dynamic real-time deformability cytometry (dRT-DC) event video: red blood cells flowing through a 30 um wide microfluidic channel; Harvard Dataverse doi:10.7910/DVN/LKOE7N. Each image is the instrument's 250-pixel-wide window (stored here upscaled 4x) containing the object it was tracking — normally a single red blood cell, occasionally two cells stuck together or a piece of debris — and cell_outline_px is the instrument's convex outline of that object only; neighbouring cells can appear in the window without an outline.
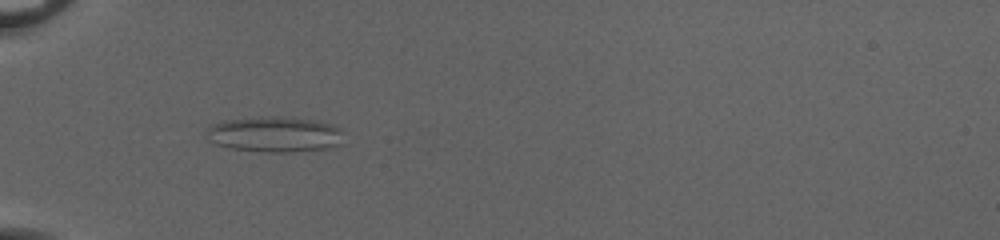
{"species": "common noctule bat (a hibernating species)", "species_latin": "Nyctalus noctula", "temperature_condition": "cold", "stored_images_in_passage": 42, "camera_frame_rate_fps": 3000, "um_per_image_px": 0.085, "animal": {"sex": "female", "body_mass_g": 20.0, "forearm_length_mm": 54.0}, "frame": {"image": 1, "passage_image": 8, "time_ms": 2.333, "image_size_px": [1000, 240], "cell_outline_px": [[344, 144], [328, 148], [292, 152], [268, 152], [232, 148], [216, 144], [208, 140], [208, 124], [220, 120], [260, 116], [280, 116], [316, 120], [332, 124], [340, 128], [344, 132]], "centroid_in_image_um": [23.39, 11.4], "position_along_channel_um": 61.6, "area_um2": 29.07}}
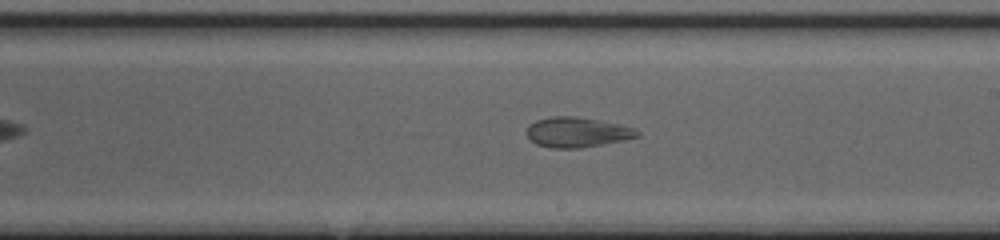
{"frame": {"image": 2, "passage_image": 22, "time_ms": 7.0, "image_size_px": [1000, 240], "cell_outline_px": [[640, 136], [624, 140], [580, 148], [552, 148], [536, 144], [528, 136], [528, 124], [536, 120], [552, 116], [576, 116], [636, 128], [640, 132]], "centroid_in_image_um": [49.06, 11.24], "position_along_channel_um": 239.9, "area_um2": 19.19}}
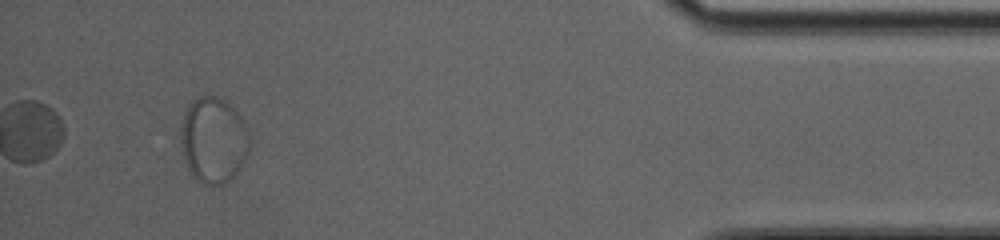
{"frame": {"image": 3, "passage_image": 39, "time_ms": 12.667, "image_size_px": [1000, 240], "cell_outline_px": [[252, 140], [248, 156], [236, 176], [224, 184], [212, 188], [196, 180], [192, 176], [184, 160], [180, 144], [180, 128], [184, 112], [188, 104], [192, 100], [208, 92], [224, 100], [244, 120], [248, 128]], "centroid_in_image_um": [18.16, 11.93], "position_along_channel_um": 417.0, "area_um2": 35.84}}